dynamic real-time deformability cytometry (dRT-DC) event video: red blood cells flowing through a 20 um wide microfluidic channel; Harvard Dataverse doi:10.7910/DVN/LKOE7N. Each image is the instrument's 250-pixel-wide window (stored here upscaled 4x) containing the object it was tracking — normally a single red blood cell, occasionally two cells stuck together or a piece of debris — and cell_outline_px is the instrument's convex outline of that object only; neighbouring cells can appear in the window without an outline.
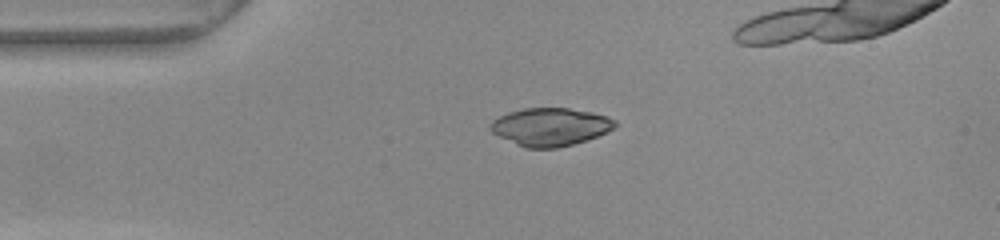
{"species": "common noctule bat (a hibernating species)", "species_latin": "Nyctalus noctula", "temperature_condition": "warm", "stored_images_in_passage": 36, "camera_frame_rate_fps": 3000, "um_per_image_px": 0.085, "animal": {"sex": "female", "body_mass_g": 22.0, "forearm_length_mm": 56.7}, "frame": {"image": 1, "passage_image": 1, "time_ms": 0.0, "image_size_px": [1000, 240], "cell_outline_px": [[616, 124], [608, 132], [572, 144], [556, 148], [524, 148], [492, 132], [488, 128], [492, 120], [508, 112], [524, 108], [568, 108], [592, 112], [608, 116], [616, 120]], "centroid_in_image_um": [46.76, 10.77], "position_along_channel_um": 38.2, "area_um2": 27.4}}
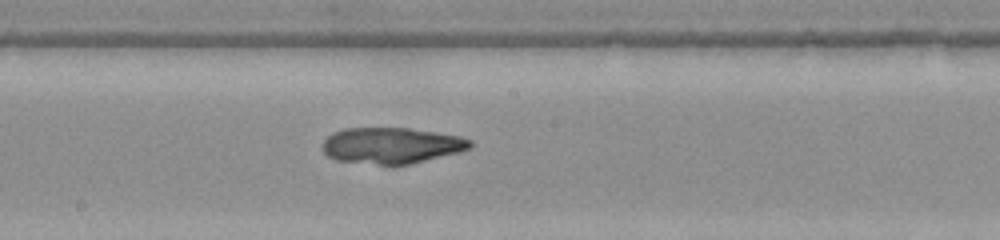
{"frame": {"image": 2, "passage_image": 17, "time_ms": 5.333, "image_size_px": [1000, 240], "cell_outline_px": [[472, 148], [460, 152], [392, 168], [336, 160], [328, 156], [324, 152], [324, 140], [332, 132], [344, 128], [408, 128], [460, 136], [472, 140]], "centroid_in_image_um": [33.28, 12.4], "position_along_channel_um": 214.9, "area_um2": 31.67}}
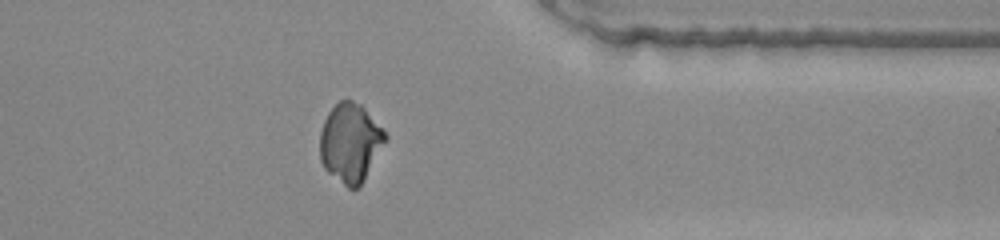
{"frame": {"image": 3, "passage_image": 31, "time_ms": 10.0, "image_size_px": [1000, 240], "cell_outline_px": [[388, 140], [360, 188], [348, 188], [328, 172], [324, 168], [320, 160], [320, 132], [324, 120], [328, 112], [340, 100], [352, 100], [360, 104], [364, 108], [388, 136]], "centroid_in_image_um": [29.79, 12.16], "position_along_channel_um": 381.6, "area_um2": 30.17}}